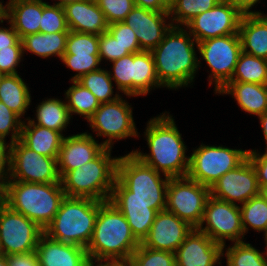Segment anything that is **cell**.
<instances>
[{
	"mask_svg": "<svg viewBox=\"0 0 267 266\" xmlns=\"http://www.w3.org/2000/svg\"><path fill=\"white\" fill-rule=\"evenodd\" d=\"M151 118L144 132L150 153L132 150V154L146 165L153 167L163 177L187 176L190 156L170 112Z\"/></svg>",
	"mask_w": 267,
	"mask_h": 266,
	"instance_id": "1",
	"label": "cell"
},
{
	"mask_svg": "<svg viewBox=\"0 0 267 266\" xmlns=\"http://www.w3.org/2000/svg\"><path fill=\"white\" fill-rule=\"evenodd\" d=\"M198 43L183 26H172L151 51L159 83L168 89L188 87L201 61L196 56Z\"/></svg>",
	"mask_w": 267,
	"mask_h": 266,
	"instance_id": "2",
	"label": "cell"
},
{
	"mask_svg": "<svg viewBox=\"0 0 267 266\" xmlns=\"http://www.w3.org/2000/svg\"><path fill=\"white\" fill-rule=\"evenodd\" d=\"M161 176V173L140 161L132 152L120 156L109 201L148 203L150 208L163 211L166 208L170 178Z\"/></svg>",
	"mask_w": 267,
	"mask_h": 266,
	"instance_id": "3",
	"label": "cell"
},
{
	"mask_svg": "<svg viewBox=\"0 0 267 266\" xmlns=\"http://www.w3.org/2000/svg\"><path fill=\"white\" fill-rule=\"evenodd\" d=\"M140 242L111 201H99L94 232L86 248L91 263L128 262ZM95 261V262H94Z\"/></svg>",
	"mask_w": 267,
	"mask_h": 266,
	"instance_id": "4",
	"label": "cell"
},
{
	"mask_svg": "<svg viewBox=\"0 0 267 266\" xmlns=\"http://www.w3.org/2000/svg\"><path fill=\"white\" fill-rule=\"evenodd\" d=\"M65 196L61 182H4L3 203L35 222L43 230L54 219Z\"/></svg>",
	"mask_w": 267,
	"mask_h": 266,
	"instance_id": "5",
	"label": "cell"
},
{
	"mask_svg": "<svg viewBox=\"0 0 267 266\" xmlns=\"http://www.w3.org/2000/svg\"><path fill=\"white\" fill-rule=\"evenodd\" d=\"M111 151L112 148L106 147L93 160L66 172L60 178L65 195L109 201L116 179L118 160V157H111Z\"/></svg>",
	"mask_w": 267,
	"mask_h": 266,
	"instance_id": "6",
	"label": "cell"
},
{
	"mask_svg": "<svg viewBox=\"0 0 267 266\" xmlns=\"http://www.w3.org/2000/svg\"><path fill=\"white\" fill-rule=\"evenodd\" d=\"M98 210L99 200L65 196L44 234L53 240L86 249L92 239Z\"/></svg>",
	"mask_w": 267,
	"mask_h": 266,
	"instance_id": "7",
	"label": "cell"
},
{
	"mask_svg": "<svg viewBox=\"0 0 267 266\" xmlns=\"http://www.w3.org/2000/svg\"><path fill=\"white\" fill-rule=\"evenodd\" d=\"M111 63L110 77L117 90L128 97L146 95L152 88L163 87L157 78L151 51L131 53Z\"/></svg>",
	"mask_w": 267,
	"mask_h": 266,
	"instance_id": "8",
	"label": "cell"
},
{
	"mask_svg": "<svg viewBox=\"0 0 267 266\" xmlns=\"http://www.w3.org/2000/svg\"><path fill=\"white\" fill-rule=\"evenodd\" d=\"M249 150L201 143L190 155L187 176L205 186H211L225 173L243 163Z\"/></svg>",
	"mask_w": 267,
	"mask_h": 266,
	"instance_id": "9",
	"label": "cell"
},
{
	"mask_svg": "<svg viewBox=\"0 0 267 266\" xmlns=\"http://www.w3.org/2000/svg\"><path fill=\"white\" fill-rule=\"evenodd\" d=\"M210 196V187L202 185L188 176L170 178L165 210L174 213L193 228H198Z\"/></svg>",
	"mask_w": 267,
	"mask_h": 266,
	"instance_id": "10",
	"label": "cell"
},
{
	"mask_svg": "<svg viewBox=\"0 0 267 266\" xmlns=\"http://www.w3.org/2000/svg\"><path fill=\"white\" fill-rule=\"evenodd\" d=\"M201 58L211 68L209 86L214 83L215 94L232 78L242 52L239 34L219 36L198 43Z\"/></svg>",
	"mask_w": 267,
	"mask_h": 266,
	"instance_id": "11",
	"label": "cell"
},
{
	"mask_svg": "<svg viewBox=\"0 0 267 266\" xmlns=\"http://www.w3.org/2000/svg\"><path fill=\"white\" fill-rule=\"evenodd\" d=\"M124 98L119 97L112 102L100 103V106L88 119L93 132L97 137H106L102 143L112 148L114 140H122L128 137H139L133 119L132 107Z\"/></svg>",
	"mask_w": 267,
	"mask_h": 266,
	"instance_id": "12",
	"label": "cell"
},
{
	"mask_svg": "<svg viewBox=\"0 0 267 266\" xmlns=\"http://www.w3.org/2000/svg\"><path fill=\"white\" fill-rule=\"evenodd\" d=\"M204 224L206 226H203ZM197 229L222 246H226L225 240L234 243L244 242L246 235L243 231L239 205L212 196L206 202L203 218Z\"/></svg>",
	"mask_w": 267,
	"mask_h": 266,
	"instance_id": "13",
	"label": "cell"
},
{
	"mask_svg": "<svg viewBox=\"0 0 267 266\" xmlns=\"http://www.w3.org/2000/svg\"><path fill=\"white\" fill-rule=\"evenodd\" d=\"M44 230L21 213L0 206V255L33 252Z\"/></svg>",
	"mask_w": 267,
	"mask_h": 266,
	"instance_id": "14",
	"label": "cell"
},
{
	"mask_svg": "<svg viewBox=\"0 0 267 266\" xmlns=\"http://www.w3.org/2000/svg\"><path fill=\"white\" fill-rule=\"evenodd\" d=\"M57 159L40 155L17 140L11 145V167L6 181L60 182Z\"/></svg>",
	"mask_w": 267,
	"mask_h": 266,
	"instance_id": "15",
	"label": "cell"
},
{
	"mask_svg": "<svg viewBox=\"0 0 267 266\" xmlns=\"http://www.w3.org/2000/svg\"><path fill=\"white\" fill-rule=\"evenodd\" d=\"M243 13L230 0H222L215 7L195 16L184 27L197 43L211 38L238 34Z\"/></svg>",
	"mask_w": 267,
	"mask_h": 266,
	"instance_id": "16",
	"label": "cell"
},
{
	"mask_svg": "<svg viewBox=\"0 0 267 266\" xmlns=\"http://www.w3.org/2000/svg\"><path fill=\"white\" fill-rule=\"evenodd\" d=\"M260 187L253 165L247 158L235 169L221 176L210 188L215 199L241 205L259 195Z\"/></svg>",
	"mask_w": 267,
	"mask_h": 266,
	"instance_id": "17",
	"label": "cell"
},
{
	"mask_svg": "<svg viewBox=\"0 0 267 266\" xmlns=\"http://www.w3.org/2000/svg\"><path fill=\"white\" fill-rule=\"evenodd\" d=\"M192 229V226L174 213L163 210L157 213L141 244L153 250L175 253Z\"/></svg>",
	"mask_w": 267,
	"mask_h": 266,
	"instance_id": "18",
	"label": "cell"
},
{
	"mask_svg": "<svg viewBox=\"0 0 267 266\" xmlns=\"http://www.w3.org/2000/svg\"><path fill=\"white\" fill-rule=\"evenodd\" d=\"M169 12H155L134 7L123 21L131 27L138 39L142 51H152L163 40L165 34L173 26Z\"/></svg>",
	"mask_w": 267,
	"mask_h": 266,
	"instance_id": "19",
	"label": "cell"
},
{
	"mask_svg": "<svg viewBox=\"0 0 267 266\" xmlns=\"http://www.w3.org/2000/svg\"><path fill=\"white\" fill-rule=\"evenodd\" d=\"M222 252L221 244L193 228L175 252L176 266H222Z\"/></svg>",
	"mask_w": 267,
	"mask_h": 266,
	"instance_id": "20",
	"label": "cell"
},
{
	"mask_svg": "<svg viewBox=\"0 0 267 266\" xmlns=\"http://www.w3.org/2000/svg\"><path fill=\"white\" fill-rule=\"evenodd\" d=\"M106 146L88 132L64 137L57 159L60 178L96 158Z\"/></svg>",
	"mask_w": 267,
	"mask_h": 266,
	"instance_id": "21",
	"label": "cell"
},
{
	"mask_svg": "<svg viewBox=\"0 0 267 266\" xmlns=\"http://www.w3.org/2000/svg\"><path fill=\"white\" fill-rule=\"evenodd\" d=\"M35 251L39 266H88L91 263L85 248L53 240L44 233Z\"/></svg>",
	"mask_w": 267,
	"mask_h": 266,
	"instance_id": "22",
	"label": "cell"
},
{
	"mask_svg": "<svg viewBox=\"0 0 267 266\" xmlns=\"http://www.w3.org/2000/svg\"><path fill=\"white\" fill-rule=\"evenodd\" d=\"M63 8L69 31L100 35L108 29L109 24L95 0L73 2Z\"/></svg>",
	"mask_w": 267,
	"mask_h": 266,
	"instance_id": "23",
	"label": "cell"
},
{
	"mask_svg": "<svg viewBox=\"0 0 267 266\" xmlns=\"http://www.w3.org/2000/svg\"><path fill=\"white\" fill-rule=\"evenodd\" d=\"M242 52L267 59V16L243 14L238 31Z\"/></svg>",
	"mask_w": 267,
	"mask_h": 266,
	"instance_id": "24",
	"label": "cell"
},
{
	"mask_svg": "<svg viewBox=\"0 0 267 266\" xmlns=\"http://www.w3.org/2000/svg\"><path fill=\"white\" fill-rule=\"evenodd\" d=\"M6 4L7 20L20 39L39 32L43 13L42 0H9Z\"/></svg>",
	"mask_w": 267,
	"mask_h": 266,
	"instance_id": "25",
	"label": "cell"
},
{
	"mask_svg": "<svg viewBox=\"0 0 267 266\" xmlns=\"http://www.w3.org/2000/svg\"><path fill=\"white\" fill-rule=\"evenodd\" d=\"M23 121L20 141L30 150L40 155L58 158L64 134L33 124L30 117Z\"/></svg>",
	"mask_w": 267,
	"mask_h": 266,
	"instance_id": "26",
	"label": "cell"
},
{
	"mask_svg": "<svg viewBox=\"0 0 267 266\" xmlns=\"http://www.w3.org/2000/svg\"><path fill=\"white\" fill-rule=\"evenodd\" d=\"M218 94L232 95L238 106L256 116L267 110V85L244 82H228Z\"/></svg>",
	"mask_w": 267,
	"mask_h": 266,
	"instance_id": "27",
	"label": "cell"
},
{
	"mask_svg": "<svg viewBox=\"0 0 267 266\" xmlns=\"http://www.w3.org/2000/svg\"><path fill=\"white\" fill-rule=\"evenodd\" d=\"M0 101L20 118L31 104L30 89L19 74H7L0 82Z\"/></svg>",
	"mask_w": 267,
	"mask_h": 266,
	"instance_id": "28",
	"label": "cell"
},
{
	"mask_svg": "<svg viewBox=\"0 0 267 266\" xmlns=\"http://www.w3.org/2000/svg\"><path fill=\"white\" fill-rule=\"evenodd\" d=\"M117 209L125 216L131 231L136 239L141 243L148 235L151 226L158 213L150 208L148 203L140 202H112Z\"/></svg>",
	"mask_w": 267,
	"mask_h": 266,
	"instance_id": "29",
	"label": "cell"
},
{
	"mask_svg": "<svg viewBox=\"0 0 267 266\" xmlns=\"http://www.w3.org/2000/svg\"><path fill=\"white\" fill-rule=\"evenodd\" d=\"M68 32L35 33L21 39L23 51L42 58L57 56L60 60L66 49Z\"/></svg>",
	"mask_w": 267,
	"mask_h": 266,
	"instance_id": "30",
	"label": "cell"
},
{
	"mask_svg": "<svg viewBox=\"0 0 267 266\" xmlns=\"http://www.w3.org/2000/svg\"><path fill=\"white\" fill-rule=\"evenodd\" d=\"M35 119H30L33 124L56 130L63 134V130L70 124L71 116L66 101L57 98L43 100L36 107Z\"/></svg>",
	"mask_w": 267,
	"mask_h": 266,
	"instance_id": "31",
	"label": "cell"
},
{
	"mask_svg": "<svg viewBox=\"0 0 267 266\" xmlns=\"http://www.w3.org/2000/svg\"><path fill=\"white\" fill-rule=\"evenodd\" d=\"M229 82L267 85V59L241 52Z\"/></svg>",
	"mask_w": 267,
	"mask_h": 266,
	"instance_id": "32",
	"label": "cell"
},
{
	"mask_svg": "<svg viewBox=\"0 0 267 266\" xmlns=\"http://www.w3.org/2000/svg\"><path fill=\"white\" fill-rule=\"evenodd\" d=\"M71 83L72 86L64 94L69 114L71 118L72 114H78L88 121L100 106V102L90 90L83 87L76 80H71Z\"/></svg>",
	"mask_w": 267,
	"mask_h": 266,
	"instance_id": "33",
	"label": "cell"
},
{
	"mask_svg": "<svg viewBox=\"0 0 267 266\" xmlns=\"http://www.w3.org/2000/svg\"><path fill=\"white\" fill-rule=\"evenodd\" d=\"M224 248L226 253H224ZM226 256L227 266H267V254L260 252L250 243L237 242L227 248L223 246L222 257Z\"/></svg>",
	"mask_w": 267,
	"mask_h": 266,
	"instance_id": "34",
	"label": "cell"
},
{
	"mask_svg": "<svg viewBox=\"0 0 267 266\" xmlns=\"http://www.w3.org/2000/svg\"><path fill=\"white\" fill-rule=\"evenodd\" d=\"M83 87L90 90L100 103L112 102L121 97L118 93L113 95V83L108 70L99 69L89 72L76 80ZM113 96V97H112Z\"/></svg>",
	"mask_w": 267,
	"mask_h": 266,
	"instance_id": "35",
	"label": "cell"
},
{
	"mask_svg": "<svg viewBox=\"0 0 267 266\" xmlns=\"http://www.w3.org/2000/svg\"><path fill=\"white\" fill-rule=\"evenodd\" d=\"M239 208L244 234L248 233L250 227L256 232H265L267 229V201L260 194L239 205Z\"/></svg>",
	"mask_w": 267,
	"mask_h": 266,
	"instance_id": "36",
	"label": "cell"
},
{
	"mask_svg": "<svg viewBox=\"0 0 267 266\" xmlns=\"http://www.w3.org/2000/svg\"><path fill=\"white\" fill-rule=\"evenodd\" d=\"M222 0H174L169 11L173 26H185L195 16L215 7Z\"/></svg>",
	"mask_w": 267,
	"mask_h": 266,
	"instance_id": "37",
	"label": "cell"
},
{
	"mask_svg": "<svg viewBox=\"0 0 267 266\" xmlns=\"http://www.w3.org/2000/svg\"><path fill=\"white\" fill-rule=\"evenodd\" d=\"M128 262L131 266H176L175 253L153 250L141 243Z\"/></svg>",
	"mask_w": 267,
	"mask_h": 266,
	"instance_id": "38",
	"label": "cell"
},
{
	"mask_svg": "<svg viewBox=\"0 0 267 266\" xmlns=\"http://www.w3.org/2000/svg\"><path fill=\"white\" fill-rule=\"evenodd\" d=\"M99 35L69 31L64 54L89 56L99 54Z\"/></svg>",
	"mask_w": 267,
	"mask_h": 266,
	"instance_id": "39",
	"label": "cell"
},
{
	"mask_svg": "<svg viewBox=\"0 0 267 266\" xmlns=\"http://www.w3.org/2000/svg\"><path fill=\"white\" fill-rule=\"evenodd\" d=\"M41 33L69 32L64 8L43 1V13L39 27Z\"/></svg>",
	"mask_w": 267,
	"mask_h": 266,
	"instance_id": "40",
	"label": "cell"
},
{
	"mask_svg": "<svg viewBox=\"0 0 267 266\" xmlns=\"http://www.w3.org/2000/svg\"><path fill=\"white\" fill-rule=\"evenodd\" d=\"M61 61L72 71H76L71 80H78L81 76L99 70V54H90L89 56H76L73 54H63Z\"/></svg>",
	"mask_w": 267,
	"mask_h": 266,
	"instance_id": "41",
	"label": "cell"
},
{
	"mask_svg": "<svg viewBox=\"0 0 267 266\" xmlns=\"http://www.w3.org/2000/svg\"><path fill=\"white\" fill-rule=\"evenodd\" d=\"M108 24L122 22L135 7L133 0H95Z\"/></svg>",
	"mask_w": 267,
	"mask_h": 266,
	"instance_id": "42",
	"label": "cell"
},
{
	"mask_svg": "<svg viewBox=\"0 0 267 266\" xmlns=\"http://www.w3.org/2000/svg\"><path fill=\"white\" fill-rule=\"evenodd\" d=\"M24 120L0 101V136L7 138L11 133L10 142L20 140ZM11 131V132H10Z\"/></svg>",
	"mask_w": 267,
	"mask_h": 266,
	"instance_id": "43",
	"label": "cell"
},
{
	"mask_svg": "<svg viewBox=\"0 0 267 266\" xmlns=\"http://www.w3.org/2000/svg\"><path fill=\"white\" fill-rule=\"evenodd\" d=\"M107 31L118 40L122 47L127 49L130 54L142 51L133 29L123 21L109 24Z\"/></svg>",
	"mask_w": 267,
	"mask_h": 266,
	"instance_id": "44",
	"label": "cell"
},
{
	"mask_svg": "<svg viewBox=\"0 0 267 266\" xmlns=\"http://www.w3.org/2000/svg\"><path fill=\"white\" fill-rule=\"evenodd\" d=\"M98 49L100 62L103 61V59L113 62L130 54L108 31L99 35Z\"/></svg>",
	"mask_w": 267,
	"mask_h": 266,
	"instance_id": "45",
	"label": "cell"
},
{
	"mask_svg": "<svg viewBox=\"0 0 267 266\" xmlns=\"http://www.w3.org/2000/svg\"><path fill=\"white\" fill-rule=\"evenodd\" d=\"M23 46H10L9 49H0V71L5 75L18 74L19 66L23 55Z\"/></svg>",
	"mask_w": 267,
	"mask_h": 266,
	"instance_id": "46",
	"label": "cell"
},
{
	"mask_svg": "<svg viewBox=\"0 0 267 266\" xmlns=\"http://www.w3.org/2000/svg\"><path fill=\"white\" fill-rule=\"evenodd\" d=\"M256 151L249 150L247 158L255 169L259 187L267 186V149H265V153L263 154Z\"/></svg>",
	"mask_w": 267,
	"mask_h": 266,
	"instance_id": "47",
	"label": "cell"
},
{
	"mask_svg": "<svg viewBox=\"0 0 267 266\" xmlns=\"http://www.w3.org/2000/svg\"><path fill=\"white\" fill-rule=\"evenodd\" d=\"M6 138L0 136V180L4 183L10 174L11 167V145L6 143Z\"/></svg>",
	"mask_w": 267,
	"mask_h": 266,
	"instance_id": "48",
	"label": "cell"
},
{
	"mask_svg": "<svg viewBox=\"0 0 267 266\" xmlns=\"http://www.w3.org/2000/svg\"><path fill=\"white\" fill-rule=\"evenodd\" d=\"M10 27H0V49H9L10 46H22V41L13 29L12 24L7 21Z\"/></svg>",
	"mask_w": 267,
	"mask_h": 266,
	"instance_id": "49",
	"label": "cell"
},
{
	"mask_svg": "<svg viewBox=\"0 0 267 266\" xmlns=\"http://www.w3.org/2000/svg\"><path fill=\"white\" fill-rule=\"evenodd\" d=\"M6 257L9 266H39V260L36 251L10 254Z\"/></svg>",
	"mask_w": 267,
	"mask_h": 266,
	"instance_id": "50",
	"label": "cell"
},
{
	"mask_svg": "<svg viewBox=\"0 0 267 266\" xmlns=\"http://www.w3.org/2000/svg\"><path fill=\"white\" fill-rule=\"evenodd\" d=\"M136 7L155 12H169L174 0H133Z\"/></svg>",
	"mask_w": 267,
	"mask_h": 266,
	"instance_id": "51",
	"label": "cell"
},
{
	"mask_svg": "<svg viewBox=\"0 0 267 266\" xmlns=\"http://www.w3.org/2000/svg\"><path fill=\"white\" fill-rule=\"evenodd\" d=\"M233 2L243 14H261L259 11H252V7L260 0H230Z\"/></svg>",
	"mask_w": 267,
	"mask_h": 266,
	"instance_id": "52",
	"label": "cell"
},
{
	"mask_svg": "<svg viewBox=\"0 0 267 266\" xmlns=\"http://www.w3.org/2000/svg\"><path fill=\"white\" fill-rule=\"evenodd\" d=\"M260 123H261V127H262V132L264 135V139L266 141V149H267V110L260 115L259 117Z\"/></svg>",
	"mask_w": 267,
	"mask_h": 266,
	"instance_id": "53",
	"label": "cell"
},
{
	"mask_svg": "<svg viewBox=\"0 0 267 266\" xmlns=\"http://www.w3.org/2000/svg\"><path fill=\"white\" fill-rule=\"evenodd\" d=\"M7 20V4L3 5V1H0V24Z\"/></svg>",
	"mask_w": 267,
	"mask_h": 266,
	"instance_id": "54",
	"label": "cell"
},
{
	"mask_svg": "<svg viewBox=\"0 0 267 266\" xmlns=\"http://www.w3.org/2000/svg\"><path fill=\"white\" fill-rule=\"evenodd\" d=\"M100 266H131L129 262H108L103 263Z\"/></svg>",
	"mask_w": 267,
	"mask_h": 266,
	"instance_id": "55",
	"label": "cell"
},
{
	"mask_svg": "<svg viewBox=\"0 0 267 266\" xmlns=\"http://www.w3.org/2000/svg\"><path fill=\"white\" fill-rule=\"evenodd\" d=\"M55 1H58V2H55L53 4L64 7L65 5H67L69 3L78 2V1H85V0H55Z\"/></svg>",
	"mask_w": 267,
	"mask_h": 266,
	"instance_id": "56",
	"label": "cell"
},
{
	"mask_svg": "<svg viewBox=\"0 0 267 266\" xmlns=\"http://www.w3.org/2000/svg\"><path fill=\"white\" fill-rule=\"evenodd\" d=\"M4 183L0 180V206L3 204Z\"/></svg>",
	"mask_w": 267,
	"mask_h": 266,
	"instance_id": "57",
	"label": "cell"
},
{
	"mask_svg": "<svg viewBox=\"0 0 267 266\" xmlns=\"http://www.w3.org/2000/svg\"><path fill=\"white\" fill-rule=\"evenodd\" d=\"M259 194L267 201V186H261Z\"/></svg>",
	"mask_w": 267,
	"mask_h": 266,
	"instance_id": "58",
	"label": "cell"
},
{
	"mask_svg": "<svg viewBox=\"0 0 267 266\" xmlns=\"http://www.w3.org/2000/svg\"><path fill=\"white\" fill-rule=\"evenodd\" d=\"M0 266H9L7 257L4 255H0Z\"/></svg>",
	"mask_w": 267,
	"mask_h": 266,
	"instance_id": "59",
	"label": "cell"
},
{
	"mask_svg": "<svg viewBox=\"0 0 267 266\" xmlns=\"http://www.w3.org/2000/svg\"><path fill=\"white\" fill-rule=\"evenodd\" d=\"M264 236H265L264 240H265V242H266V243H265V244H266V248H265L266 251H265V252H266V254H267V229H266L265 232H264Z\"/></svg>",
	"mask_w": 267,
	"mask_h": 266,
	"instance_id": "60",
	"label": "cell"
},
{
	"mask_svg": "<svg viewBox=\"0 0 267 266\" xmlns=\"http://www.w3.org/2000/svg\"><path fill=\"white\" fill-rule=\"evenodd\" d=\"M4 76H5V74L0 71V82L2 81V79H3Z\"/></svg>",
	"mask_w": 267,
	"mask_h": 266,
	"instance_id": "61",
	"label": "cell"
},
{
	"mask_svg": "<svg viewBox=\"0 0 267 266\" xmlns=\"http://www.w3.org/2000/svg\"><path fill=\"white\" fill-rule=\"evenodd\" d=\"M88 266H100V264L90 263Z\"/></svg>",
	"mask_w": 267,
	"mask_h": 266,
	"instance_id": "62",
	"label": "cell"
}]
</instances>
